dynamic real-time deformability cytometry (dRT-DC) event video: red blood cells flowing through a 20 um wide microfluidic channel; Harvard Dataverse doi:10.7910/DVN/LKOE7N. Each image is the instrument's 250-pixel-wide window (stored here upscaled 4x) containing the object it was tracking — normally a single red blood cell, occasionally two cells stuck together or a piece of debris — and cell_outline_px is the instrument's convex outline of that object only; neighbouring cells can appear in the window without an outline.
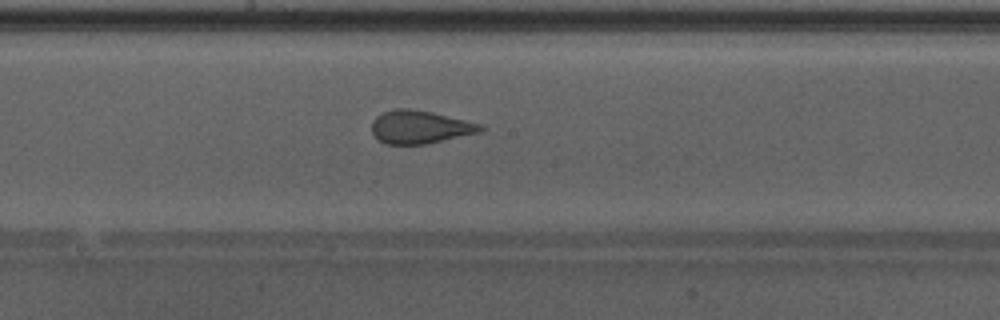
{"species": "Egyptian fruit bat (a non-hibernating species)", "species_latin": "Rousettus aegyptiacus", "temperature_condition": "warm", "stored_images_in_passage": 31, "camera_frame_rate_fps": 3000, "um_per_image_px": 0.085, "animal": {"sex": "male"}, "frame": {"image": 1, "passage_image": 14, "time_ms": 4.333, "image_size_px": [1000, 320], "cell_outline_px": [[484, 132], [424, 144], [388, 144], [380, 140], [372, 132], [372, 120], [380, 112], [392, 108], [412, 108], [432, 112], [484, 124]], "centroid_in_image_um": [35.73, 10.77], "position_along_channel_um": 212.5, "area_um2": 21.27}, "authors_computed_cell_mechanics": {"area_um2": 21.1548, "velocity_mm_per_s": 4.3016, "shape_relaxation_time_tau1_ms": null, "shape_relaxation_time_tau2_ms": 0.6143, "deformation_change_tau1": null, "deformation_change_tau2": 0.0719}}